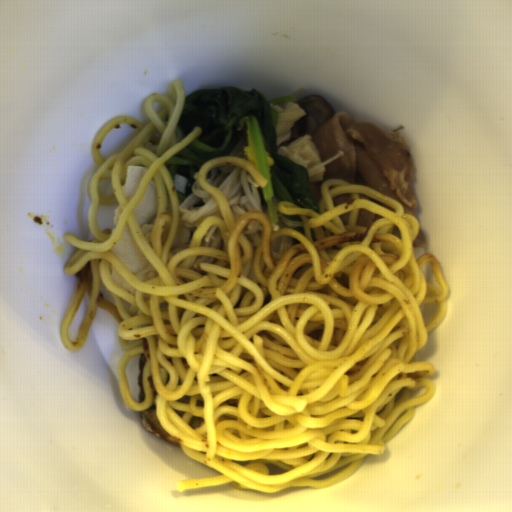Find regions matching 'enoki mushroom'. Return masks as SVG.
Returning a JSON list of instances; mask_svg holds the SVG:
<instances>
[{"instance_id":"enoki-mushroom-8","label":"enoki mushroom","mask_w":512,"mask_h":512,"mask_svg":"<svg viewBox=\"0 0 512 512\" xmlns=\"http://www.w3.org/2000/svg\"><path fill=\"white\" fill-rule=\"evenodd\" d=\"M141 231L146 237V241L148 244L153 248V239H152V232H153V223H147L141 226Z\"/></svg>"},{"instance_id":"enoki-mushroom-2","label":"enoki mushroom","mask_w":512,"mask_h":512,"mask_svg":"<svg viewBox=\"0 0 512 512\" xmlns=\"http://www.w3.org/2000/svg\"><path fill=\"white\" fill-rule=\"evenodd\" d=\"M206 181L221 192L229 204L234 224L248 210H262V187L255 178L241 167L223 165L213 168Z\"/></svg>"},{"instance_id":"enoki-mushroom-4","label":"enoki mushroom","mask_w":512,"mask_h":512,"mask_svg":"<svg viewBox=\"0 0 512 512\" xmlns=\"http://www.w3.org/2000/svg\"><path fill=\"white\" fill-rule=\"evenodd\" d=\"M263 228H264V226L260 222L253 220V221L248 222L245 230L242 232L245 235V237L248 240H250V242L253 246L252 260H249L246 264L242 265V267H241V272H242L243 276H245L247 278L254 279L255 277H257L256 271H255V266H254V260H255V252L261 242Z\"/></svg>"},{"instance_id":"enoki-mushroom-6","label":"enoki mushroom","mask_w":512,"mask_h":512,"mask_svg":"<svg viewBox=\"0 0 512 512\" xmlns=\"http://www.w3.org/2000/svg\"><path fill=\"white\" fill-rule=\"evenodd\" d=\"M222 234L217 226H212L203 236L201 245L205 247L219 248Z\"/></svg>"},{"instance_id":"enoki-mushroom-5","label":"enoki mushroom","mask_w":512,"mask_h":512,"mask_svg":"<svg viewBox=\"0 0 512 512\" xmlns=\"http://www.w3.org/2000/svg\"><path fill=\"white\" fill-rule=\"evenodd\" d=\"M294 238L290 236L274 239L270 244V252L274 261L279 260L280 256L293 246Z\"/></svg>"},{"instance_id":"enoki-mushroom-9","label":"enoki mushroom","mask_w":512,"mask_h":512,"mask_svg":"<svg viewBox=\"0 0 512 512\" xmlns=\"http://www.w3.org/2000/svg\"><path fill=\"white\" fill-rule=\"evenodd\" d=\"M281 220L284 224V226H287L289 228H296V227H304V221L303 220H290L286 217H281Z\"/></svg>"},{"instance_id":"enoki-mushroom-3","label":"enoki mushroom","mask_w":512,"mask_h":512,"mask_svg":"<svg viewBox=\"0 0 512 512\" xmlns=\"http://www.w3.org/2000/svg\"><path fill=\"white\" fill-rule=\"evenodd\" d=\"M199 171L193 173V181L190 185L191 193L178 205V223L189 227L191 240L194 231L200 221L208 215L221 218L220 205L213 194L202 188Z\"/></svg>"},{"instance_id":"enoki-mushroom-1","label":"enoki mushroom","mask_w":512,"mask_h":512,"mask_svg":"<svg viewBox=\"0 0 512 512\" xmlns=\"http://www.w3.org/2000/svg\"><path fill=\"white\" fill-rule=\"evenodd\" d=\"M269 106L278 113L276 126L278 154L287 157L294 164L306 167L309 183L323 181L327 170L325 165L337 160L339 156H344L345 152L340 149L337 154L323 161L322 154L309 133L295 138L287 146H281L285 141H290L291 131L296 121L307 113L293 99L280 104L270 103Z\"/></svg>"},{"instance_id":"enoki-mushroom-7","label":"enoki mushroom","mask_w":512,"mask_h":512,"mask_svg":"<svg viewBox=\"0 0 512 512\" xmlns=\"http://www.w3.org/2000/svg\"><path fill=\"white\" fill-rule=\"evenodd\" d=\"M133 274L137 277V279H139L142 282L145 280L154 278L156 276H159V273L155 270V268L151 264H148L145 268H143Z\"/></svg>"}]
</instances>
